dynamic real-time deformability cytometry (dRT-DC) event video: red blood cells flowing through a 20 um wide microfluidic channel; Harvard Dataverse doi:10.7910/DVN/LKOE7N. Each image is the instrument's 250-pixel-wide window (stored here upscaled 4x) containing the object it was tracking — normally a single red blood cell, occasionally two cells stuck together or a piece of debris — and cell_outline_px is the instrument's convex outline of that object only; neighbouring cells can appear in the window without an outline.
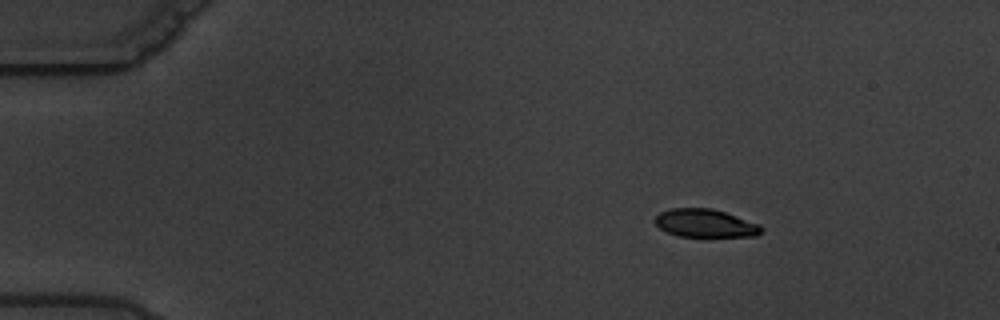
{"species": "common noctule bat (a hibernating species)", "species_latin": "Nyctalus noctula", "temperature_condition": "warm", "stored_images_in_passage": 4, "camera_frame_rate_fps": 3000, "um_per_image_px": 0.085, "animal": {"sex": "male", "body_mass_g": 19.5, "forearm_length_mm": 54.6}, "frame": {"image": 1, "passage_image": 2, "time_ms": 1.333, "image_size_px": [1000, 320], "cell_outline_px": [[764, 228], [756, 236], [680, 236], [668, 232], [660, 228], [652, 220], [660, 212], [672, 208], [712, 208], [760, 224]], "centroid_in_image_um": [59.93, 18.96], "position_along_channel_um": 25.1, "area_um2": 17.28}}